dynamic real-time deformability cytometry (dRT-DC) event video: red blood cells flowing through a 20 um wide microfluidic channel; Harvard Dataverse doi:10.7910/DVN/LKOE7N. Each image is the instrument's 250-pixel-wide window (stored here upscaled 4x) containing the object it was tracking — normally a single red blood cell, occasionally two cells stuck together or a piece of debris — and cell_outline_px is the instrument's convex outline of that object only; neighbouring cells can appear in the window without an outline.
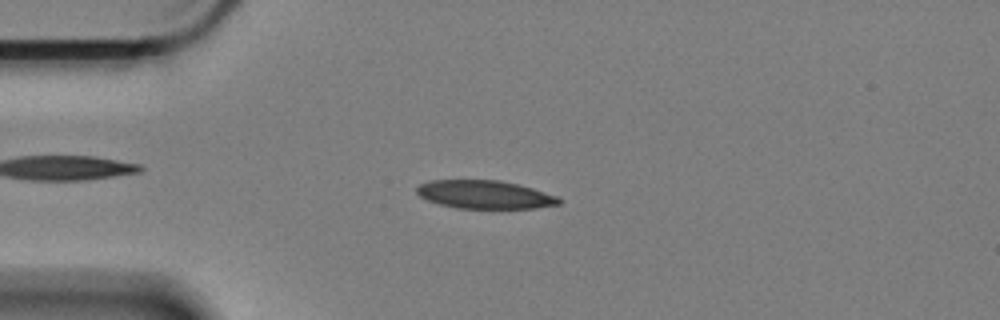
{"species": "Egyptian fruit bat (a non-hibernating species)", "species_latin": "Rousettus aegyptiacus", "temperature_condition": "cold", "stored_images_in_passage": 58, "camera_frame_rate_fps": 3000, "um_per_image_px": 0.085, "animal": {"sex": "female"}, "frame": {"image": 1, "passage_image": 12, "time_ms": 3.667, "image_size_px": [1000, 320], "cell_outline_px": [[564, 200], [560, 204], [536, 208], [456, 208], [440, 204], [428, 200], [420, 196], [416, 192], [416, 188], [420, 184], [428, 180], [500, 180], [532, 188], [556, 196]], "centroid_in_image_um": [41.2, 16.53], "position_along_channel_um": 43.8, "area_um2": 23.35}}
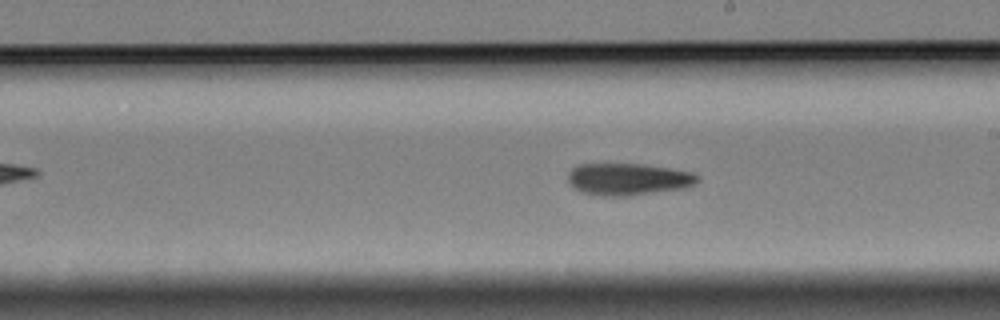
{"frame": {"image": 2, "passage_image": 31, "time_ms": 10.0, "image_size_px": [1000, 320], "cell_outline_px": [[700, 180], [696, 184], [684, 188], [628, 196], [600, 196], [580, 192], [572, 188], [568, 180], [568, 172], [572, 168], [580, 164], [644, 164], [692, 172], [700, 176]], "centroid_in_image_um": [53.38, 15.24], "position_along_channel_um": 235.6, "area_um2": 24.39}}
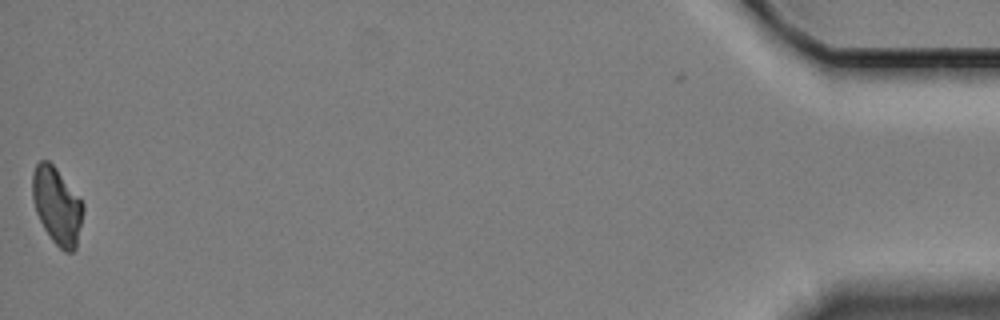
{"frame": {"image": 3, "passage_image": 57, "time_ms": 18.667, "image_size_px": [1000, 320], "cell_outline_px": [[84, 208], [76, 248], [72, 252], [64, 252], [52, 240], [44, 228], [36, 212], [32, 200], [32, 172], [36, 164], [40, 160], [48, 160], [56, 168], [84, 204]], "centroid_in_image_um": [4.83, 17.49], "position_along_channel_um": 430.4, "area_um2": 22.6}, "authors_computed_cell_mechanics": {"area_um2": 23.8425, "velocity_mm_per_s": 3.3276, "shape_relaxation_time_tau1_ms": 5.3839, "shape_relaxation_time_tau2_ms": 9.939, "deformation_change_tau1": 0.1305, "deformation_change_tau2": 0.1565}}